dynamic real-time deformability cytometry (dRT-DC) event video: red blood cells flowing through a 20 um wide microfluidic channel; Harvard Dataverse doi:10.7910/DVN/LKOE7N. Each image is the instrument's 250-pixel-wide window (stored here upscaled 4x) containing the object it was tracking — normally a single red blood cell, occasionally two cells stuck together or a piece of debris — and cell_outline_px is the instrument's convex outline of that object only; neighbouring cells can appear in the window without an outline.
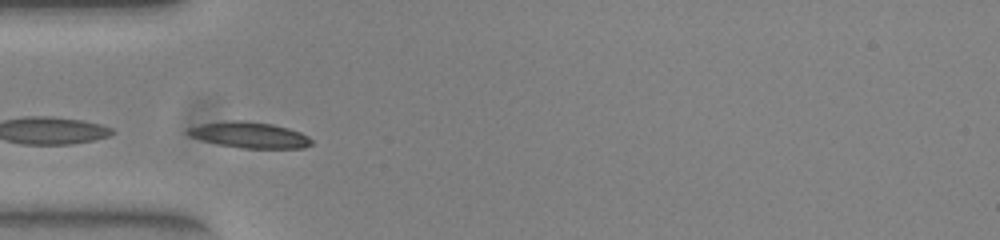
{"species": "common noctule bat (a hibernating species)", "species_latin": "Nyctalus noctula", "temperature_condition": "warm", "stored_images_in_passage": 3, "camera_frame_rate_fps": 3000, "um_per_image_px": 0.085, "animal": {"sex": "female", "body_mass_g": 23.0, "forearm_length_mm": 53.4}, "frame": {"image": 1, "passage_image": 1, "time_ms": 0.0, "image_size_px": [1000, 240], "cell_outline_px": [[312, 144], [304, 148], [240, 148], [220, 144], [204, 140], [192, 136], [188, 132], [188, 128], [200, 124], [228, 120], [248, 120], [272, 124], [288, 128], [300, 132], [308, 136], [312, 140]], "centroid_in_image_um": [21.26, 11.46], "position_along_channel_um": 63.7, "area_um2": 18.55}}